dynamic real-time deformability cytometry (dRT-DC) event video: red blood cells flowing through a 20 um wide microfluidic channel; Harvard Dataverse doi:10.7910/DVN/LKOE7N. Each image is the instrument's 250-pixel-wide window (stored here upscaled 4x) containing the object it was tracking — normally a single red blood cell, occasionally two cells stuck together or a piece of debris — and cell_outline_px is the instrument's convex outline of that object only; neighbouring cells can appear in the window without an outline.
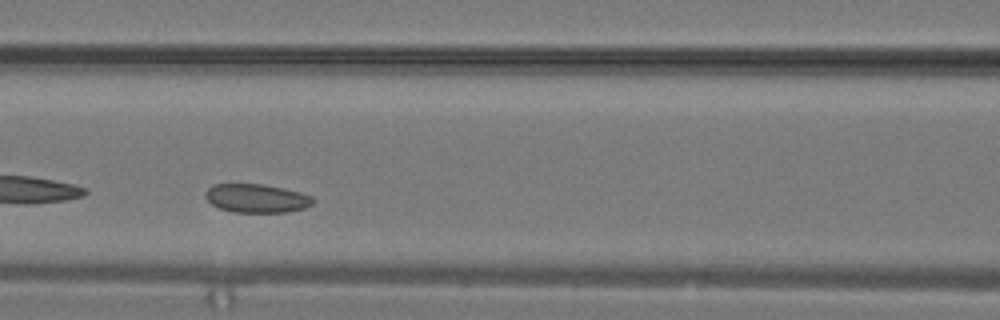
{"species": "common noctule bat (a hibernating species)", "species_latin": "Nyctalus noctula", "temperature_condition": "warm", "stored_images_in_passage": 21, "camera_frame_rate_fps": 3000, "um_per_image_px": 0.085, "animal": {"sex": "male", "body_mass_g": 19.2, "forearm_length_mm": 51.8}, "frame": {"image": 1, "passage_image": 5, "time_ms": 1.333, "image_size_px": [1000, 320], "cell_outline_px": [[316, 200], [312, 204], [304, 208], [284, 212], [232, 212], [220, 208], [212, 204], [204, 196], [204, 192], [212, 184], [264, 184], [284, 188], [300, 192], [312, 196]], "centroid_in_image_um": [21.8, 16.84], "position_along_channel_um": 144.8, "area_um2": 18.03}}
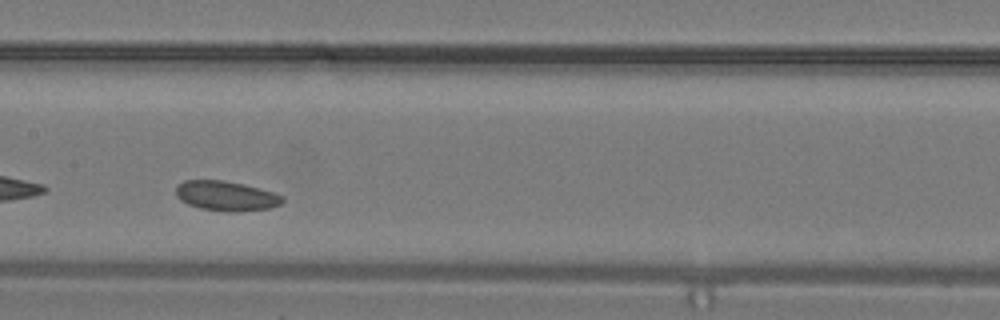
{"frame": {"image": 2, "passage_image": 7, "time_ms": 2.0, "image_size_px": [1000, 320], "cell_outline_px": [[284, 200], [280, 204], [272, 208], [232, 212], [228, 212], [200, 208], [188, 204], [180, 200], [176, 196], [176, 188], [184, 180], [224, 180], [244, 184], [260, 188], [284, 196]], "centroid_in_image_um": [19.23, 16.65], "position_along_channel_um": 188.2, "area_um2": 18.55}}